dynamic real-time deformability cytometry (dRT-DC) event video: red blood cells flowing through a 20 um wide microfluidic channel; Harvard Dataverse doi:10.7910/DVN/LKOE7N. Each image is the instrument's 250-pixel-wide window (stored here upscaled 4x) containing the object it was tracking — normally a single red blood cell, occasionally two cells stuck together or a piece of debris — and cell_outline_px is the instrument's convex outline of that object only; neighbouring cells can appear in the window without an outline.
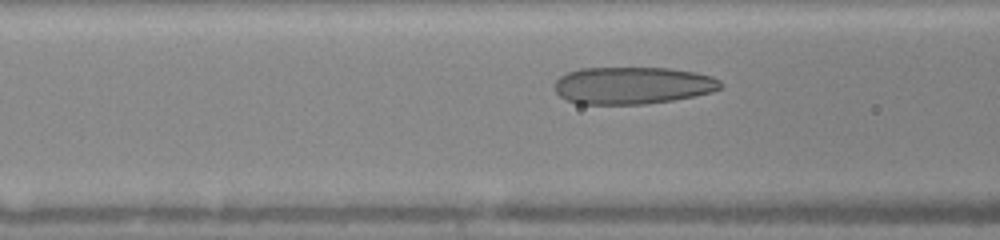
{"species": "human", "species_latin": "Homo sapiens", "temperature_condition": "warm", "stored_images_in_passage": 38, "camera_frame_rate_fps": 3000, "um_per_image_px": 0.085, "donor": {"sex": "female"}, "frame": {"image": 1, "passage_image": 12, "time_ms": 3.333, "image_size_px": [1000, 240], "cell_outline_px": [[724, 88], [712, 92], [672, 100], [644, 104], [576, 104], [560, 96], [556, 92], [556, 80], [560, 76], [568, 72], [580, 68], [668, 68], [696, 72], [712, 76], [720, 80], [724, 84]], "centroid_in_image_um": [53.8, 7.26], "position_along_channel_um": 112.8, "area_um2": 36.13}}
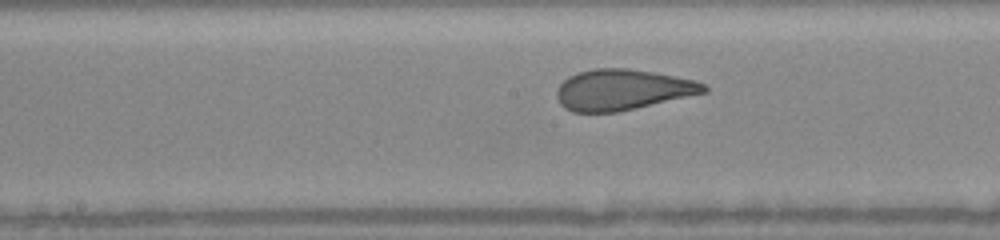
{"frame": {"image": 2, "passage_image": 19, "time_ms": 5.333, "image_size_px": [1000, 240], "cell_outline_px": [[708, 92], [620, 112], [572, 112], [564, 108], [560, 104], [556, 96], [556, 92], [560, 84], [568, 76], [576, 72], [592, 68], [628, 68], [652, 72], [696, 80], [704, 84], [708, 88]], "centroid_in_image_um": [52.89, 7.63], "position_along_channel_um": 195.3, "area_um2": 35.26}}
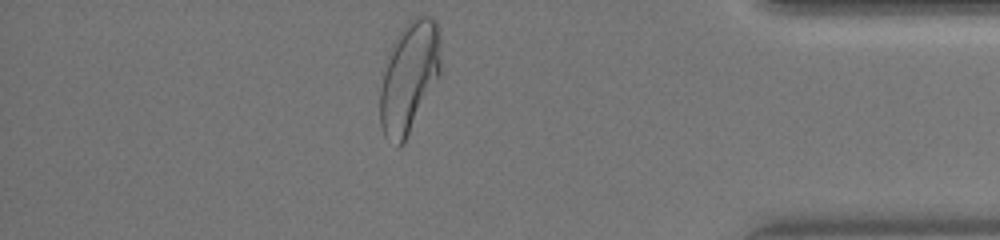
{"frame": {"image": 3, "passage_image": 37, "time_ms": 11.0, "image_size_px": [1000, 240], "cell_outline_px": [[440, 76], [404, 144], [400, 148], [396, 148], [384, 136], [380, 124], [380, 88], [388, 52], [392, 44], [404, 24], [416, 16], [432, 16], [436, 20], [440, 28]], "centroid_in_image_um": [34.78, 6.57], "position_along_channel_um": 400.4, "area_um2": 40.0}, "authors_computed_cell_mechanics": {"area_um2": 36.0672, "velocity_mm_per_s": 4.1055, "shape_relaxation_time_tau1_ms": 4.8725, "shape_relaxation_time_tau2_ms": 0.5833, "deformation_change_tau1": 0.1932, "deformation_change_tau2": 0.083}}